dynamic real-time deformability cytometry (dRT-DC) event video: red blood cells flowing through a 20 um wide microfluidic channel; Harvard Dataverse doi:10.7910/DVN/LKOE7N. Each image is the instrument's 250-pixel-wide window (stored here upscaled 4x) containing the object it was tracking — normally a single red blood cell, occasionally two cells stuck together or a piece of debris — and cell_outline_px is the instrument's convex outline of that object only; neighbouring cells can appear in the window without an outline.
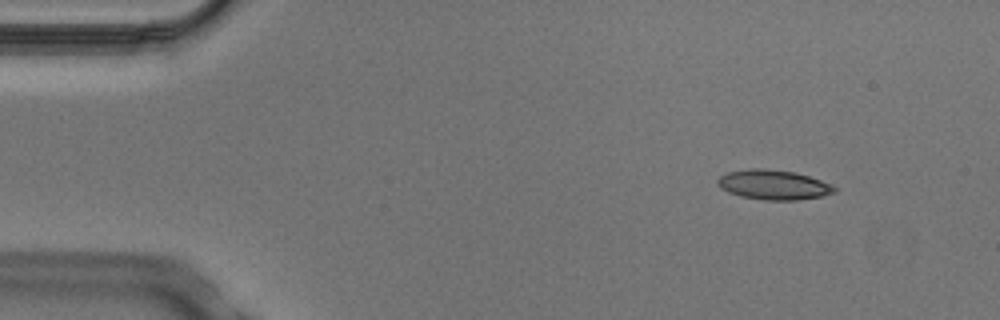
{"species": "Egyptian fruit bat (a non-hibernating species)", "species_latin": "Rousettus aegyptiacus", "temperature_condition": "cold", "stored_images_in_passage": 4, "camera_frame_rate_fps": 3000, "um_per_image_px": 0.085, "animal": {"sex": "male"}, "frame": {"image": 1, "passage_image": 1, "time_ms": 0.0, "image_size_px": [1000, 320], "cell_outline_px": [[836, 192], [820, 196], [796, 200], [764, 200], [740, 196], [728, 192], [720, 188], [716, 184], [716, 180], [720, 176], [728, 172], [748, 168], [768, 168], [796, 172], [832, 184], [836, 188]], "centroid_in_image_um": [65.71, 15.69], "position_along_channel_um": 19.3, "area_um2": 20.4}}